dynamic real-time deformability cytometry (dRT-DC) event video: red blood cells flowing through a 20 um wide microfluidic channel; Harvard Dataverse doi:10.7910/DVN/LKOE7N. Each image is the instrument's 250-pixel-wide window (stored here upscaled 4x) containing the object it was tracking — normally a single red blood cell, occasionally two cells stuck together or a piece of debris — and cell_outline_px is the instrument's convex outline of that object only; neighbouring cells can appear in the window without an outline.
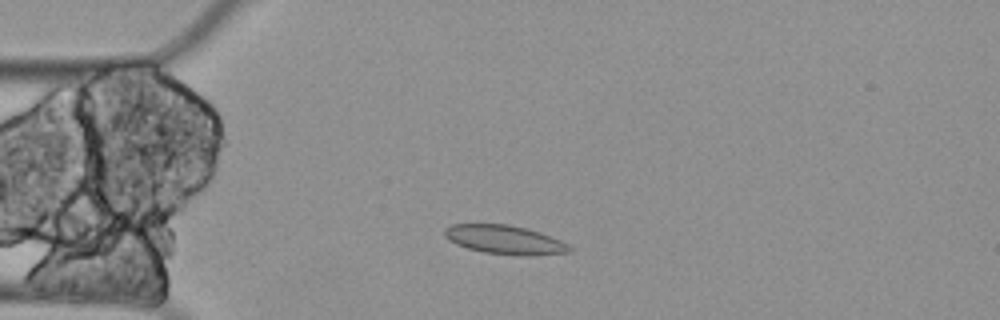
{"species": "Egyptian fruit bat (a non-hibernating species)", "species_latin": "Rousettus aegyptiacus", "temperature_condition": "cold", "stored_images_in_passage": 6, "camera_frame_rate_fps": 3000, "um_per_image_px": 0.085, "animal": {"sex": "female"}, "frame": {"image": 1, "passage_image": 3, "time_ms": 0.667, "image_size_px": [1000, 320], "cell_outline_px": [[572, 252], [484, 252], [468, 248], [456, 244], [448, 240], [444, 236], [444, 228], [452, 224], [508, 224], [540, 232], [560, 240], [568, 244], [572, 248]], "centroid_in_image_um": [42.77, 20.3], "position_along_channel_um": 42.2, "area_um2": 19.71}}
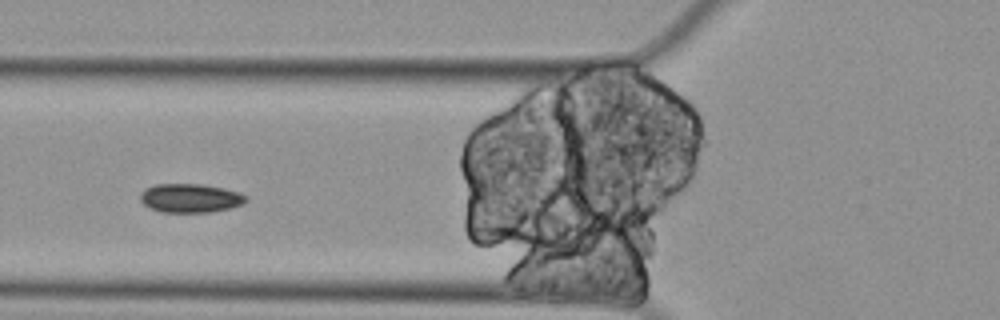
{"frame": {"image": 2, "passage_image": 5, "time_ms": 1.333, "image_size_px": [1000, 320], "cell_outline_px": [[248, 200], [244, 204], [212, 212], [160, 212], [148, 208], [140, 200], [140, 192], [144, 188], [156, 184], [200, 184], [224, 188], [248, 196]], "centroid_in_image_um": [16.15, 16.84], "position_along_channel_um": 109.7, "area_um2": 17.92}}
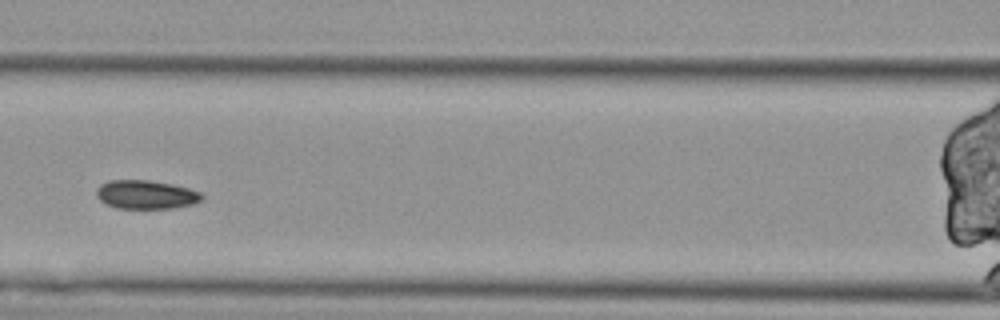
{"frame": {"image": 3, "passage_image": 6, "time_ms": 1.667, "image_size_px": [1000, 320], "cell_outline_px": [[204, 196], [200, 200], [192, 204], [172, 208], [116, 208], [104, 204], [96, 196], [96, 188], [100, 184], [108, 180], [148, 180], [172, 184], [188, 188], [200, 192]], "centroid_in_image_um": [12.36, 16.53], "position_along_channel_um": 154.2, "area_um2": 17.69}}